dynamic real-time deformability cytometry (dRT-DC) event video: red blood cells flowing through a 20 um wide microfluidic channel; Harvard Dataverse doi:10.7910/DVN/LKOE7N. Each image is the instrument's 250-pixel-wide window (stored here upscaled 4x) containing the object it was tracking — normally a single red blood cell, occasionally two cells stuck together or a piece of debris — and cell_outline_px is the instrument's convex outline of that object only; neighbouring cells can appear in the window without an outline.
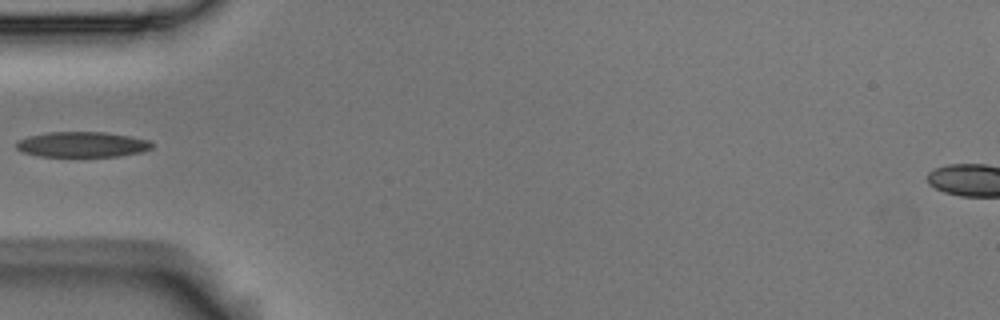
{"species": "Egyptian fruit bat (a non-hibernating species)", "species_latin": "Rousettus aegyptiacus", "temperature_condition": "room temperature", "stored_images_in_passage": 5, "camera_frame_rate_fps": 3000, "um_per_image_px": 0.085, "animal": {"sex": "male"}, "frame": {"image": 1, "passage_image": 5, "time_ms": 1.333, "image_size_px": [1000, 320], "cell_outline_px": [[152, 148], [140, 152], [120, 156], [40, 156], [24, 152], [16, 148], [16, 144], [20, 140], [28, 136], [48, 132], [104, 132], [152, 140]], "centroid_in_image_um": [7.01, 12.27], "position_along_channel_um": 78.0, "area_um2": 19.88}}